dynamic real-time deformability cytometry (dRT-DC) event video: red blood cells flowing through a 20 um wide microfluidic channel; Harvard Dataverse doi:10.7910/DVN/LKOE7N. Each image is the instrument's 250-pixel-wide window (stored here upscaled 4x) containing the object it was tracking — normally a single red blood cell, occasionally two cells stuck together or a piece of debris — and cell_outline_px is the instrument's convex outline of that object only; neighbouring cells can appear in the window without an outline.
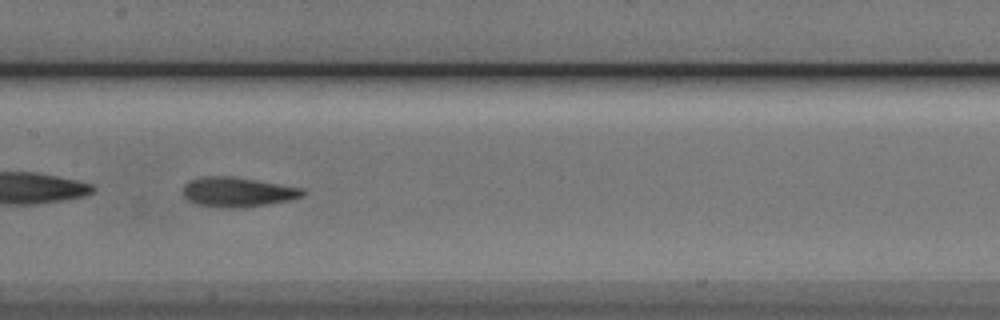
{"species": "Egyptian fruit bat (a non-hibernating species)", "species_latin": "Rousettus aegyptiacus", "temperature_condition": "cold", "stored_images_in_passage": 53, "segment_of_instrument_passage": [1, 2], "camera_frame_rate_fps": 3000, "um_per_image_px": 0.085, "animal": {"sex": "male"}, "frame": {"image": 1, "passage_image": 25, "time_ms": 8.0, "image_size_px": [1000, 320], "cell_outline_px": [[308, 192], [304, 196], [288, 200], [268, 204], [236, 208], [220, 208], [196, 204], [188, 200], [184, 196], [184, 184], [188, 180], [204, 176], [232, 176], [304, 188]], "centroid_in_image_um": [20.2, 16.32], "position_along_channel_um": 187.2, "area_um2": 20.87}}
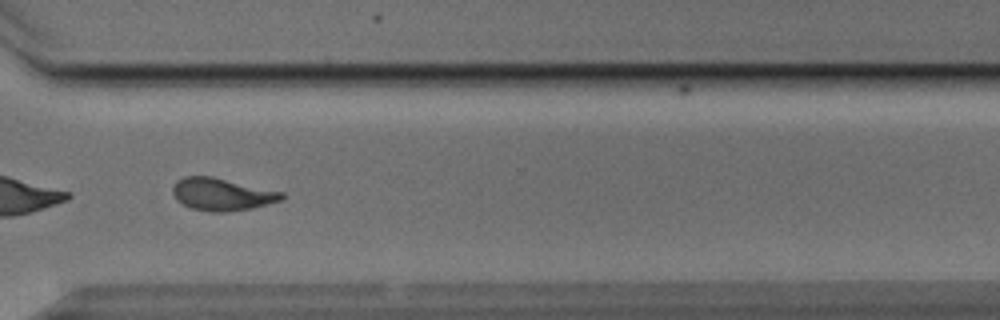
{"frame": {"image": 2, "passage_image": 38, "time_ms": 12.333, "image_size_px": [1000, 320], "cell_outline_px": [[284, 200], [252, 208], [224, 212], [212, 212], [192, 208], [176, 200], [172, 192], [172, 188], [176, 180], [184, 176], [212, 176], [284, 192]], "centroid_in_image_um": [18.87, 16.51], "position_along_channel_um": 351.7, "area_um2": 20.69}}
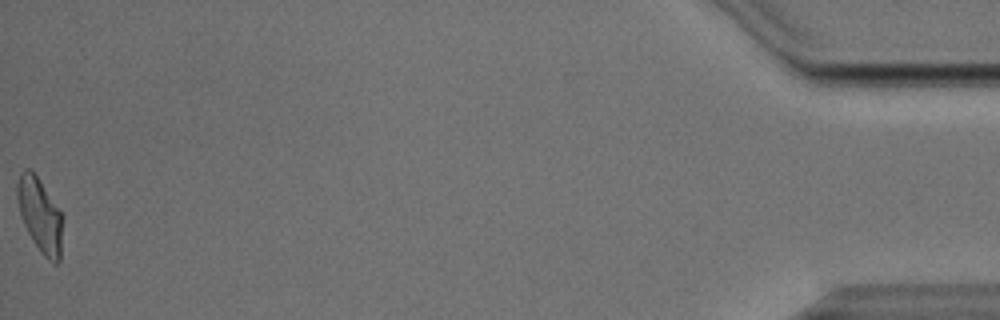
{"frame": {"image": 3, "passage_image": 52, "time_ms": 17.0, "image_size_px": [1000, 320], "cell_outline_px": [[64, 216], [60, 260], [56, 264], [48, 260], [40, 252], [32, 240], [24, 224], [20, 212], [16, 196], [16, 184], [20, 172], [24, 168], [32, 168]], "centroid_in_image_um": [3.41, 18.26], "position_along_channel_um": 431.8, "area_um2": 20.06}}